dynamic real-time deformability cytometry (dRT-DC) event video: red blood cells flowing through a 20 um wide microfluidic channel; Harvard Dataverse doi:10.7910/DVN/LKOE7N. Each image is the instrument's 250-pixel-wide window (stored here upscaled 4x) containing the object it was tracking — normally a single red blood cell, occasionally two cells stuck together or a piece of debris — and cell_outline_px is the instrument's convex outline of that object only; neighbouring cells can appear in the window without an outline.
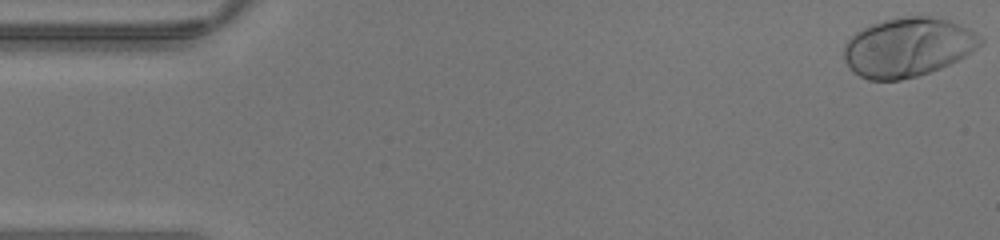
{"species": "human", "species_latin": "Homo sapiens", "temperature_condition": "warm", "stored_images_in_passage": 43, "camera_frame_rate_fps": 3000, "um_per_image_px": 0.085, "donor": {"sex": "male"}, "frame": {"image": 1, "passage_image": 1, "time_ms": 0.0, "image_size_px": [1000, 240], "cell_outline_px": [[984, 44], [964, 56], [940, 68], [916, 76], [900, 80], [868, 80], [860, 76], [848, 68], [844, 60], [844, 44], [856, 32], [872, 24], [884, 20], [908, 16], [928, 16], [948, 20], [980, 36], [984, 40]], "centroid_in_image_um": [77.13, 4.03], "position_along_channel_um": 7.9, "area_um2": 46.53}}
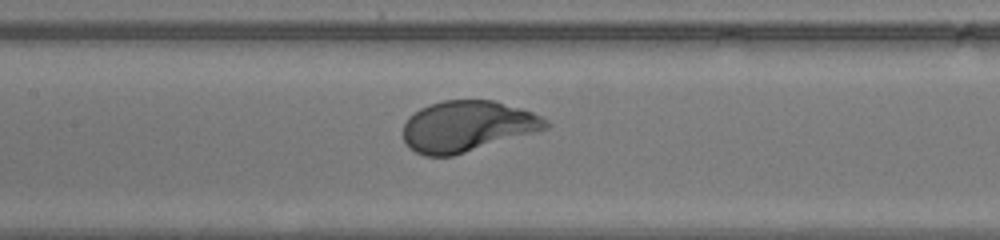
{"frame": {"image": 2, "passage_image": 20, "time_ms": 6.333, "image_size_px": [1000, 240], "cell_outline_px": [[552, 124], [548, 128], [452, 156], [424, 156], [408, 148], [404, 140], [404, 124], [408, 116], [420, 108], [428, 104], [444, 100], [492, 100], [520, 108], [532, 112], [548, 120]], "centroid_in_image_um": [39.69, 10.73], "position_along_channel_um": 167.7, "area_um2": 42.14}}
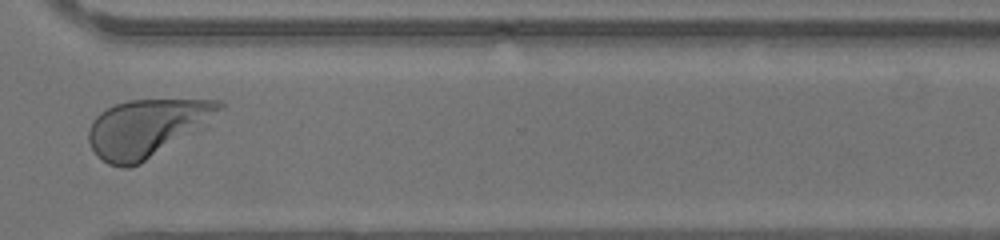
{"frame": {"image": 3, "passage_image": 32, "time_ms": 10.333, "image_size_px": [1000, 240], "cell_outline_px": [[224, 108], [140, 164], [128, 168], [124, 168], [108, 164], [96, 156], [88, 140], [88, 132], [92, 120], [100, 112], [116, 104], [128, 100], [220, 100], [224, 104]], "centroid_in_image_um": [12.33, 10.87], "position_along_channel_um": 358.3, "area_um2": 42.31}}